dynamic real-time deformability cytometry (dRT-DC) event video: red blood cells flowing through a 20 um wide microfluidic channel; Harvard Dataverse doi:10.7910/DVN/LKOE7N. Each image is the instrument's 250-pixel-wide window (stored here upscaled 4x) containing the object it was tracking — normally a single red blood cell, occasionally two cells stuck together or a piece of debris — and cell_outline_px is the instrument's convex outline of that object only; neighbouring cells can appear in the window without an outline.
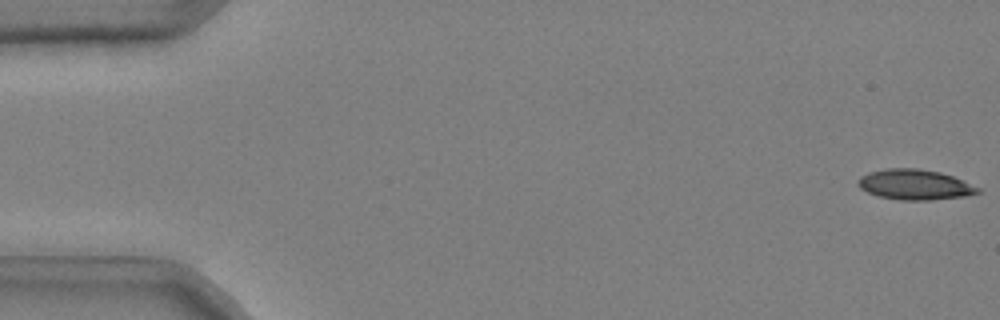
{"species": "common noctule bat (a hibernating species)", "species_latin": "Nyctalus noctula", "temperature_condition": "cold", "stored_images_in_passage": 49, "camera_frame_rate_fps": 3000, "um_per_image_px": 0.085, "animal": {"sex": "male", "body_mass_g": 20.4}, "frame": {"image": 1, "passage_image": 1, "time_ms": 0.0, "image_size_px": [1000, 320], "cell_outline_px": [[980, 192], [964, 196], [932, 200], [900, 200], [880, 196], [868, 192], [860, 188], [856, 184], [856, 180], [860, 176], [868, 172], [884, 168], [916, 168], [940, 172], [964, 180], [980, 188]], "centroid_in_image_um": [77.73, 15.68], "position_along_channel_um": 7.3, "area_um2": 21.27}}
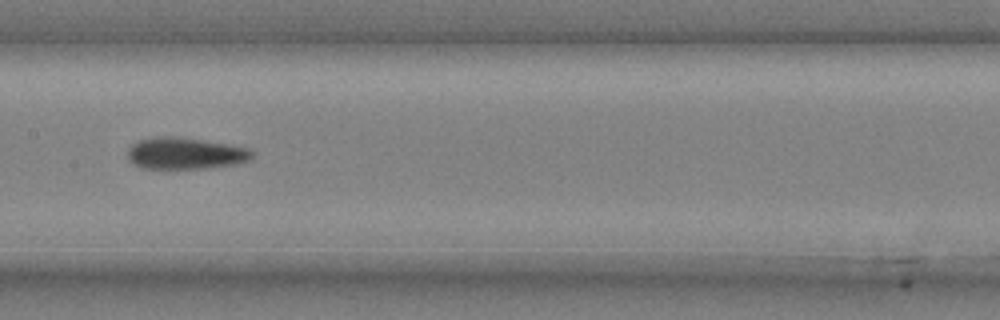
{"frame": {"image": 2, "passage_image": 27, "time_ms": 8.667, "image_size_px": [1000, 320], "cell_outline_px": [[252, 156], [248, 160], [236, 164], [204, 168], [140, 168], [132, 164], [128, 160], [128, 148], [132, 144], [140, 140], [160, 136], [176, 136], [248, 148], [252, 152]], "centroid_in_image_um": [15.68, 13.04], "position_along_channel_um": 191.7, "area_um2": 22.66}}
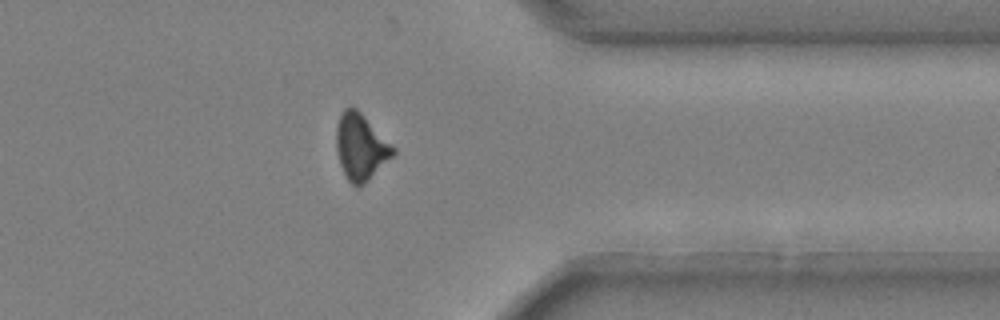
{"frame": {"image": 3, "passage_image": 43, "time_ms": 14.0, "image_size_px": [1000, 320], "cell_outline_px": [[396, 152], [364, 184], [356, 188], [348, 180], [340, 164], [336, 148], [336, 124], [340, 112], [344, 108], [356, 108], [396, 148]], "centroid_in_image_um": [30.64, 12.48], "position_along_channel_um": 380.8, "area_um2": 21.73}, "authors_computed_cell_mechanics": {"area_um2": 22.4264, "velocity_mm_per_s": 3.7151, "shape_relaxation_time_tau1_ms": 9.4585, "shape_relaxation_time_tau2_ms": 5.6054, "deformation_change_tau1": 0.237, "deformation_change_tau2": 0.1185}}